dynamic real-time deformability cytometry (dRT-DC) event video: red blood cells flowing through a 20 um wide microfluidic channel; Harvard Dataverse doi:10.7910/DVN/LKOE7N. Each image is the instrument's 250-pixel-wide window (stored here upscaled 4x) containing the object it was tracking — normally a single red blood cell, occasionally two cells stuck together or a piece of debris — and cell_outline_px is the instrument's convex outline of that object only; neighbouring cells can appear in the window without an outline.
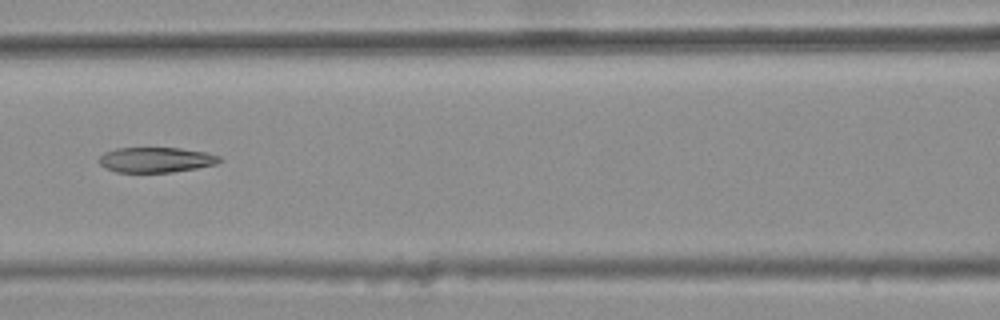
{"species": "common noctule bat (a hibernating species)", "species_latin": "Nyctalus noctula", "temperature_condition": "warm", "stored_images_in_passage": 6, "camera_frame_rate_fps": 3000, "um_per_image_px": 0.085, "animal": {"sex": "female", "body_mass_g": 25.1}, "frame": {"image": 1, "passage_image": 6, "time_ms": 1.667, "image_size_px": [1000, 320], "cell_outline_px": [[224, 160], [216, 164], [196, 168], [172, 172], [116, 172], [104, 168], [100, 164], [100, 156], [104, 152], [116, 148], [180, 148], [204, 152], [220, 156]], "centroid_in_image_um": [13.26, 13.58], "position_along_channel_um": 153.3, "area_um2": 17.69}}